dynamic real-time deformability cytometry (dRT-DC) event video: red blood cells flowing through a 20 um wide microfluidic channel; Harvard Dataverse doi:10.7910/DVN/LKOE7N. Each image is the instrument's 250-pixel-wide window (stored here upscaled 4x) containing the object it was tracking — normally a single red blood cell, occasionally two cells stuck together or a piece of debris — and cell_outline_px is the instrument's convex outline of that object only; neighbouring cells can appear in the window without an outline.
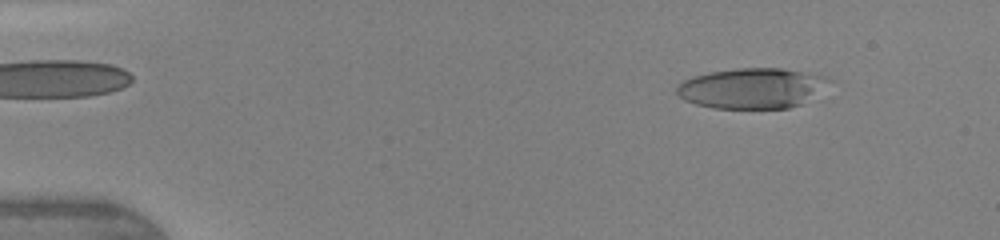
{"species": "human", "species_latin": "Homo sapiens", "temperature_condition": "warm", "stored_images_in_passage": 42, "camera_frame_rate_fps": 3000, "um_per_image_px": 0.085, "donor": {"sex": "female"}, "frame": {"image": 1, "passage_image": 2, "time_ms": 0.333, "image_size_px": [1000, 240], "cell_outline_px": [[836, 80], [800, 104], [788, 108], [712, 108], [696, 104], [684, 100], [676, 92], [676, 84], [692, 76], [708, 72], [736, 68], [780, 68], [808, 72], [828, 76]], "centroid_in_image_um": [63.92, 7.48], "position_along_channel_um": 21.1, "area_um2": 36.13}}
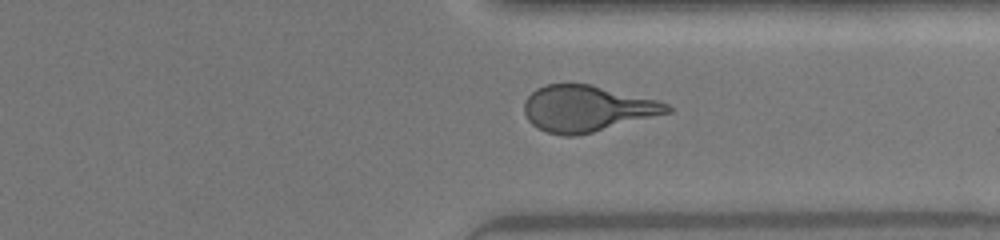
{"frame": {"image": 2, "passage_image": 32, "time_ms": 10.333, "image_size_px": [1000, 240], "cell_outline_px": [[672, 112], [576, 136], [564, 136], [548, 132], [536, 128], [528, 120], [524, 112], [524, 100], [536, 88], [548, 84], [588, 84], [656, 100], [668, 104], [672, 108]], "centroid_in_image_um": [49.86, 9.24], "position_along_channel_um": 361.5, "area_um2": 38.09}}
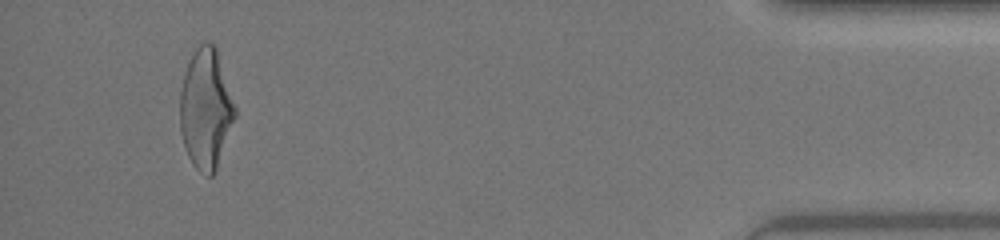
{"frame": {"image": 3, "passage_image": 40, "time_ms": 13.0, "image_size_px": [1000, 240], "cell_outline_px": [[236, 116], [216, 168], [212, 176], [208, 176], [200, 172], [192, 164], [188, 156], [180, 132], [180, 92], [184, 72], [196, 48], [204, 40], [208, 40], [216, 48], [236, 108]], "centroid_in_image_um": [17.48, 9.25], "position_along_channel_um": 417.7, "area_um2": 38.21}, "authors_computed_cell_mechanics": {"area_um2": 37.8301, "velocity_mm_per_s": 4.398, "shape_relaxation_time_tau1_ms": 7.4891, "shape_relaxation_time_tau2_ms": 1.0841, "deformation_change_tau1": 0.2887, "deformation_change_tau2": 0.1198}}